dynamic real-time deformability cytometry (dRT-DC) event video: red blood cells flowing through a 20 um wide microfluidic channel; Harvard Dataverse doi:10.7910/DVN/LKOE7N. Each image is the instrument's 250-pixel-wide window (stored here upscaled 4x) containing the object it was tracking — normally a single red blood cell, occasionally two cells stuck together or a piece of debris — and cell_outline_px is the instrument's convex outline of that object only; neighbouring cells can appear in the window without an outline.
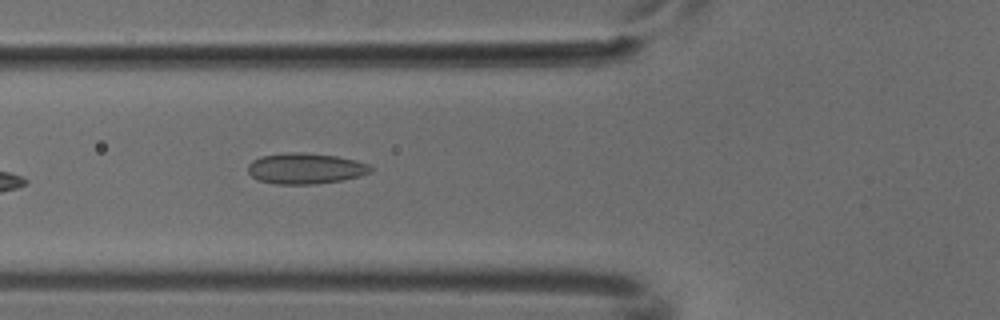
{"species": "common noctule bat (a hibernating species)", "species_latin": "Nyctalus noctula", "temperature_condition": "cold", "stored_images_in_passage": 6, "camera_frame_rate_fps": 3000, "um_per_image_px": 0.085, "animal": {"sex": "male", "body_mass_g": 18.8}, "frame": {"image": 1, "passage_image": 6, "time_ms": 1.667, "image_size_px": [1000, 320], "cell_outline_px": [[372, 168], [368, 172], [360, 176], [340, 180], [316, 184], [276, 184], [260, 180], [252, 176], [248, 172], [248, 164], [252, 160], [260, 156], [292, 152], [300, 152], [336, 156], [356, 160], [368, 164]], "centroid_in_image_um": [25.93, 14.32], "position_along_channel_um": 99.9, "area_um2": 21.85}}